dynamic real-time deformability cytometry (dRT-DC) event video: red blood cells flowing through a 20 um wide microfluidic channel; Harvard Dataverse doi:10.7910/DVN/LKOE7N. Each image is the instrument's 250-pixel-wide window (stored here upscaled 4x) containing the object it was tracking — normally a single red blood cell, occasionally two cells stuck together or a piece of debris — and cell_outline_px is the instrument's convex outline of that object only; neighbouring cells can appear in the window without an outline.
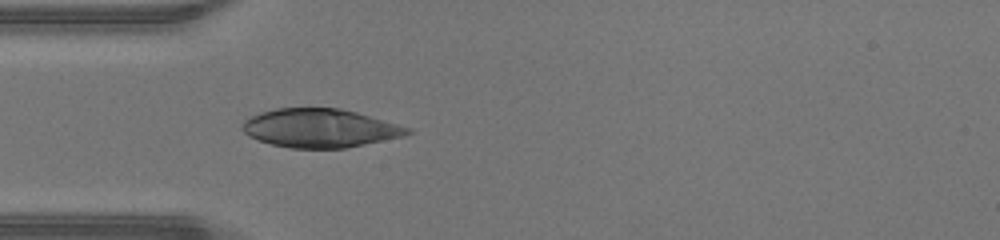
{"species": "human", "species_latin": "Homo sapiens", "temperature_condition": "warm", "stored_images_in_passage": 34, "camera_frame_rate_fps": 3000, "um_per_image_px": 0.085, "donor": {"sex": "male"}, "frame": {"image": 1, "passage_image": 1, "time_ms": 0.0, "image_size_px": [1000, 240], "cell_outline_px": [[412, 132], [404, 136], [344, 148], [288, 148], [272, 144], [248, 136], [240, 128], [244, 120], [260, 112], [276, 108], [340, 108], [356, 112], [412, 128]], "centroid_in_image_um": [27.18, 10.89], "position_along_channel_um": 57.8, "area_um2": 37.05}}
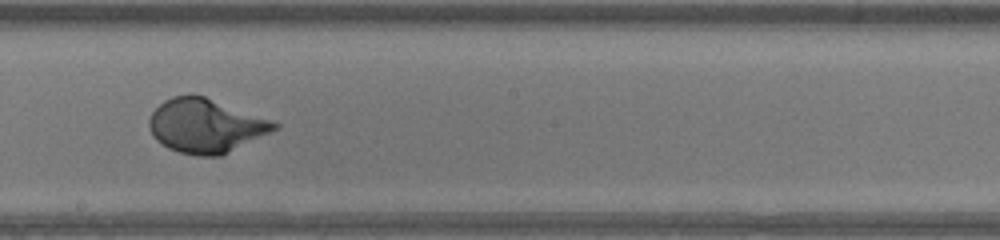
{"frame": {"image": 2, "passage_image": 13, "time_ms": 4.0, "image_size_px": [1000, 240], "cell_outline_px": [[280, 128], [220, 156], [196, 156], [180, 152], [168, 148], [156, 140], [152, 136], [148, 124], [148, 120], [152, 112], [164, 100], [172, 96], [204, 96], [280, 124]], "centroid_in_image_um": [17.45, 10.71], "position_along_channel_um": 230.7, "area_um2": 38.84}}
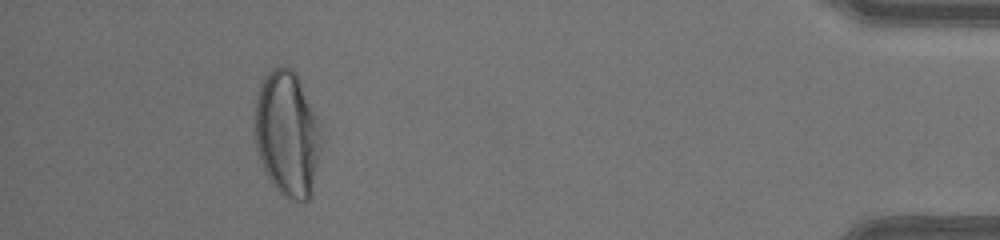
{"frame": {"image": 3, "passage_image": 30, "time_ms": 9.667, "image_size_px": [1000, 240], "cell_outline_px": [[324, 140], [312, 192], [308, 200], [296, 200], [284, 196], [272, 184], [260, 160], [256, 144], [256, 92], [264, 76], [272, 68], [292, 68], [296, 72], [316, 116], [324, 136]], "centroid_in_image_um": [24.46, 11.38], "position_along_channel_um": 410.7, "area_um2": 48.61}, "authors_computed_cell_mechanics": {"area_um2": 39.6219, "velocity_mm_per_s": 4.3531, "shape_relaxation_time_tau1_ms": 2.8547, "shape_relaxation_time_tau2_ms": null, "deformation_change_tau1": 0.2201, "deformation_change_tau2": null}}